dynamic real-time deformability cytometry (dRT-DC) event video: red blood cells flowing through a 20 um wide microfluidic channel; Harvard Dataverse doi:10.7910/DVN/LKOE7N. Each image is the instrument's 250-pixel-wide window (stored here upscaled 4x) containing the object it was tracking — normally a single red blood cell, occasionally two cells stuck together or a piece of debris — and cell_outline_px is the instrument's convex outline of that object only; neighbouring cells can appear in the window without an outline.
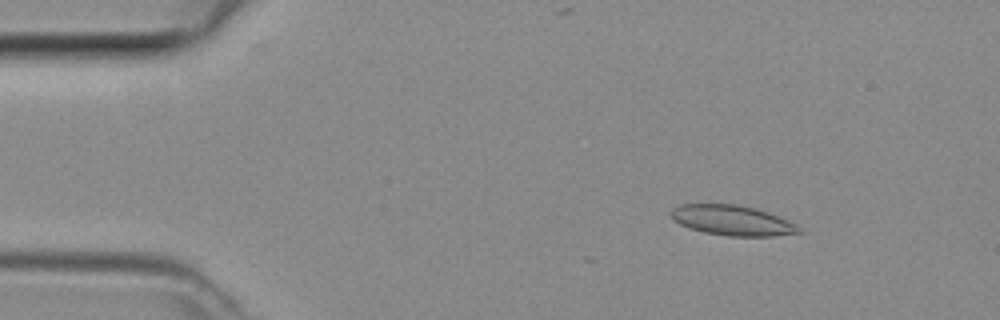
{"species": "common noctule bat (a hibernating species)", "species_latin": "Nyctalus noctula", "temperature_condition": "room temperature", "stored_images_in_passage": 15, "camera_frame_rate_fps": 3000, "um_per_image_px": 0.085, "animal": {"sex": "female", "body_mass_g": 29.2, "forearm_length_mm": 56.3}, "frame": {"image": 1, "passage_image": 5, "time_ms": 1.333, "image_size_px": [1000, 320], "cell_outline_px": [[804, 232], [772, 236], [728, 236], [704, 232], [688, 228], [672, 220], [668, 212], [672, 208], [680, 204], [736, 204], [768, 212], [796, 224]], "centroid_in_image_um": [62.19, 18.73], "position_along_channel_um": 22.8, "area_um2": 22.54}}
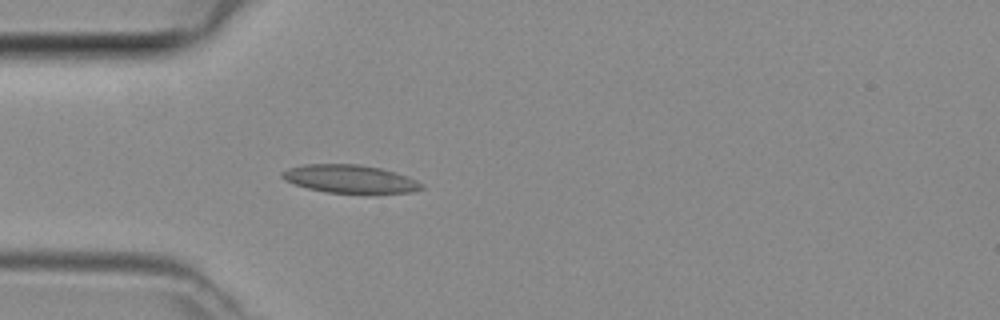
{"frame": {"image": 2, "passage_image": 12, "time_ms": 3.667, "image_size_px": [1000, 320], "cell_outline_px": [[424, 188], [412, 192], [328, 192], [308, 188], [284, 180], [280, 176], [280, 172], [288, 168], [304, 164], [360, 164], [380, 168], [396, 172], [408, 176], [424, 184]], "centroid_in_image_um": [29.73, 15.18], "position_along_channel_um": 55.3, "area_um2": 22.6}}
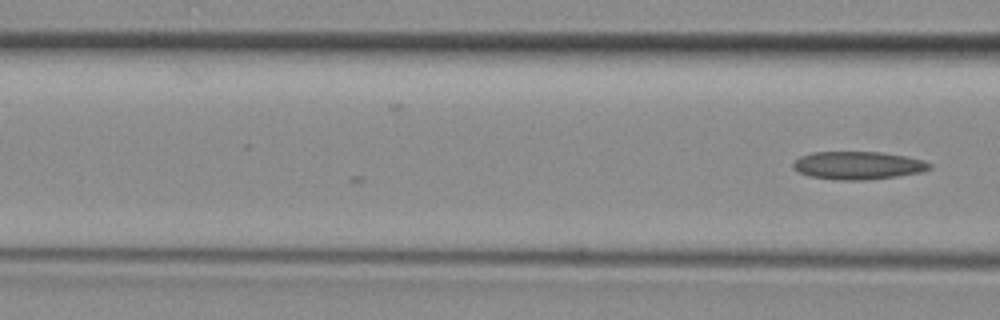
{"frame": {"image": 3, "passage_image": 15, "time_ms": 4.667, "image_size_px": [1000, 320], "cell_outline_px": [[932, 168], [920, 172], [896, 176], [868, 180], [836, 180], [812, 176], [800, 172], [792, 168], [792, 164], [800, 156], [812, 152], [880, 152], [904, 156], [920, 160], [932, 164]], "centroid_in_image_um": [72.9, 14.06], "position_along_channel_um": 93.7, "area_um2": 22.02}}